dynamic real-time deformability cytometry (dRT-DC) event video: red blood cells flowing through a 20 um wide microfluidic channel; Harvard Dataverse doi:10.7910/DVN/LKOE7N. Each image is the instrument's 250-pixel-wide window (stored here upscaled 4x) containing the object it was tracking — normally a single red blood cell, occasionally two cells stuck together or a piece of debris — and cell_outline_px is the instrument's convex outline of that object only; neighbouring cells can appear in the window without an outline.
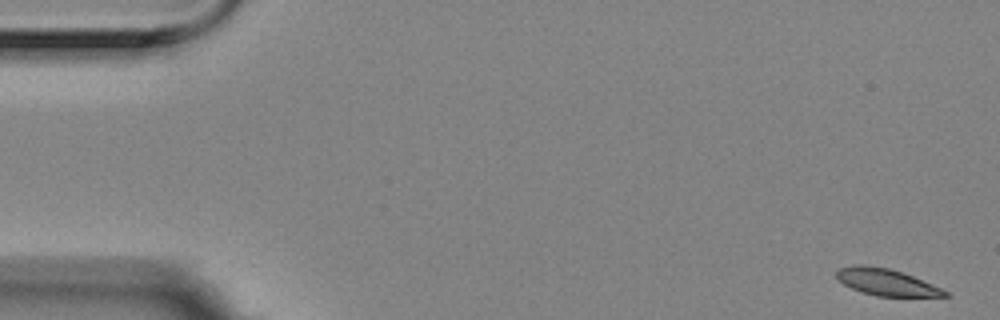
{"species": "Egyptian fruit bat (a non-hibernating species)", "species_latin": "Rousettus aegyptiacus", "temperature_condition": "room temperature", "stored_images_in_passage": 57, "camera_frame_rate_fps": 3000, "um_per_image_px": 0.085, "animal": {"sex": "female"}, "frame": {"image": 1, "passage_image": 1, "time_ms": 0.0, "image_size_px": [1000, 320], "cell_outline_px": [[952, 296], [876, 296], [852, 288], [844, 284], [836, 276], [836, 272], [840, 268], [852, 264], [864, 264], [888, 268], [912, 276], [940, 288], [948, 292]], "centroid_in_image_um": [75.3, 23.97], "position_along_channel_um": 9.7, "area_um2": 16.53}}
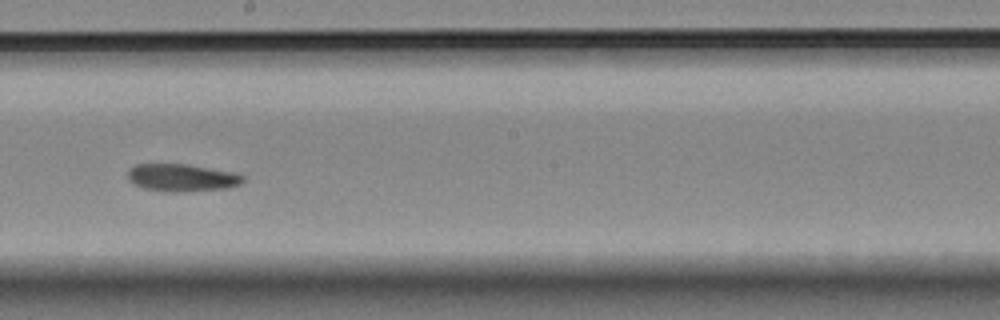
{"frame": {"image": 2, "passage_image": 31, "time_ms": 10.0, "image_size_px": [1000, 320], "cell_outline_px": [[244, 180], [240, 184], [228, 188], [184, 192], [168, 192], [144, 188], [132, 184], [128, 180], [128, 168], [136, 164], [188, 164], [232, 172], [244, 176]], "centroid_in_image_um": [15.42, 15.11], "position_along_channel_um": 232.8, "area_um2": 18.61}}
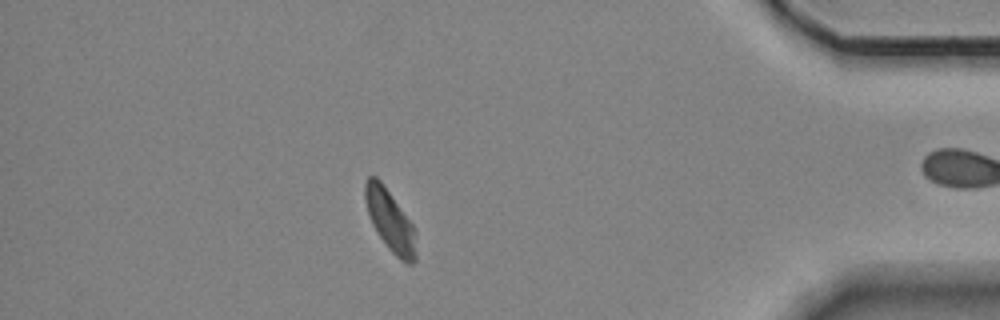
{"frame": {"image": 3, "passage_image": 49, "time_ms": 16.0, "image_size_px": [1000, 320], "cell_outline_px": [[416, 260], [412, 264], [408, 264], [400, 260], [388, 248], [372, 224], [368, 212], [364, 196], [364, 184], [368, 176], [376, 176], [380, 180], [412, 224], [416, 232]], "centroid_in_image_um": [33.17, 18.77], "position_along_channel_um": 402.0, "area_um2": 18.03}, "authors_computed_cell_mechanics": {"area_um2": 18.496, "velocity_mm_per_s": 3.5139, "shape_relaxation_time_tau1_ms": 7.7318, "shape_relaxation_time_tau2_ms": 10.158, "deformation_change_tau1": 0.1441, "deformation_change_tau2": 0.159}}